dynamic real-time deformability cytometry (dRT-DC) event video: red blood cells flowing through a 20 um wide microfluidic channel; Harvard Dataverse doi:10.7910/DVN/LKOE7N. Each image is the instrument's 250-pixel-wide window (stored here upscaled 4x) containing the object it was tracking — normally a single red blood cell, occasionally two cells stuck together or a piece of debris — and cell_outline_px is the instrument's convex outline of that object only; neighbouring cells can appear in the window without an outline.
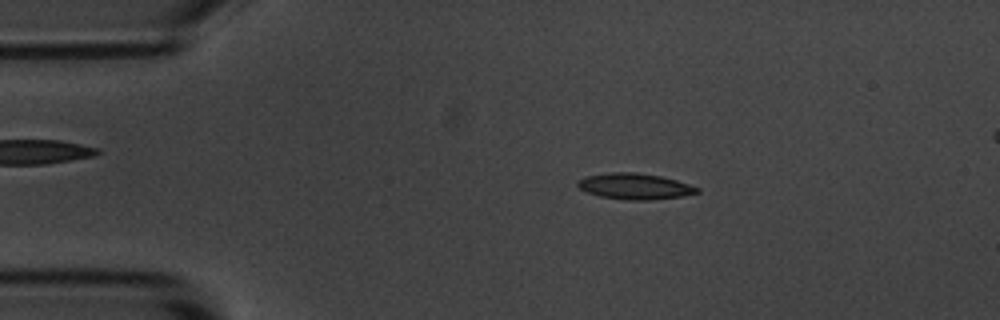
{"species": "common noctule bat (a hibernating species)", "species_latin": "Nyctalus noctula", "temperature_condition": "room temperature", "stored_images_in_passage": 54, "camera_frame_rate_fps": 3000, "um_per_image_px": 0.085, "animal": {"sex": "male", "body_mass_g": 20.1, "forearm_length_mm": 53.5}, "frame": {"image": 1, "passage_image": 9, "time_ms": 2.667, "image_size_px": [1000, 320], "cell_outline_px": [[700, 192], [684, 196], [648, 200], [628, 200], [600, 196], [588, 192], [580, 188], [576, 184], [576, 180], [584, 176], [612, 172], [636, 172], [660, 176], [676, 180], [700, 188]], "centroid_in_image_um": [53.95, 15.83], "position_along_channel_um": 31.1, "area_um2": 18.09}}
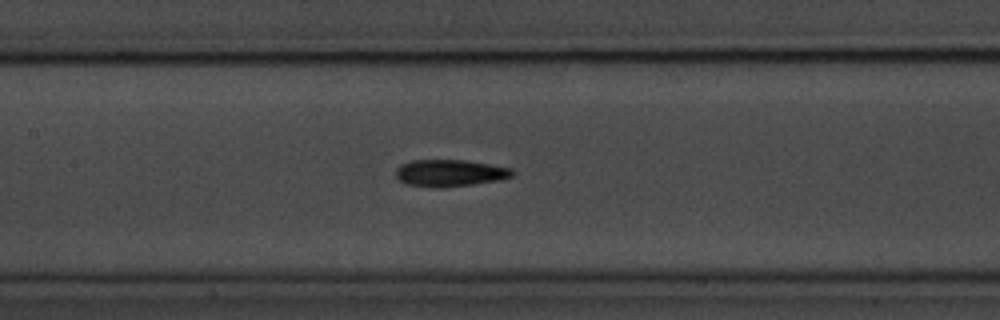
{"frame": {"image": 2, "passage_image": 24, "time_ms": 7.667, "image_size_px": [1000, 320], "cell_outline_px": [[516, 172], [512, 176], [500, 180], [444, 188], [432, 188], [404, 184], [396, 176], [396, 168], [400, 164], [412, 160], [464, 160], [512, 168]], "centroid_in_image_um": [38.22, 14.72], "position_along_channel_um": 169.2, "area_um2": 18.5}}
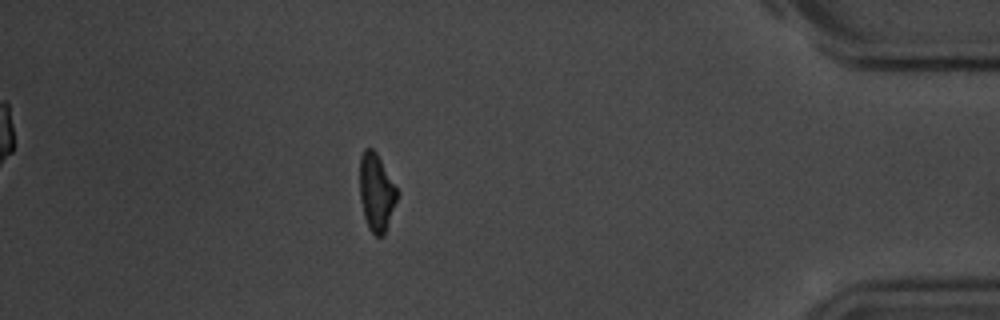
{"frame": {"image": 3, "passage_image": 47, "time_ms": 15.333, "image_size_px": [1000, 320], "cell_outline_px": [[396, 200], [384, 236], [376, 236], [368, 228], [364, 216], [360, 200], [360, 156], [364, 148], [372, 148], [376, 152], [396, 188]], "centroid_in_image_um": [31.95, 16.35], "position_along_channel_um": 403.2, "area_um2": 16.53}, "authors_computed_cell_mechanics": {"area_um2": 17.5712, "velocity_mm_per_s": 3.6396, "shape_relaxation_time_tau1_ms": 2.8913, "shape_relaxation_time_tau2_ms": 3.7216, "deformation_change_tau1": 0.1661, "deformation_change_tau2": 0.1304}}